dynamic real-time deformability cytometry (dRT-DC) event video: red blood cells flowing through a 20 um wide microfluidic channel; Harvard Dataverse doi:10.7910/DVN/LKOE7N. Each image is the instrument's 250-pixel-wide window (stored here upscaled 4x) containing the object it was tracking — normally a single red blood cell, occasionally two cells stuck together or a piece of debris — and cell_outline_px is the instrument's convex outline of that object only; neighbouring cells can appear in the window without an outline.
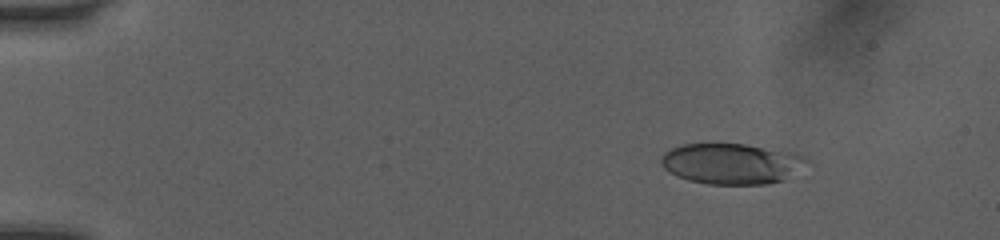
{"species": "human", "species_latin": "Homo sapiens", "temperature_condition": "room temperature", "stored_images_in_passage": 51, "camera_frame_rate_fps": 3000, "um_per_image_px": 0.085, "donor": {"sex": "female"}, "frame": {"image": 1, "passage_image": 7, "time_ms": 2.0, "image_size_px": [1000, 240], "cell_outline_px": [[812, 164], [784, 180], [768, 184], [708, 184], [688, 180], [676, 176], [668, 172], [660, 164], [660, 156], [664, 152], [672, 148], [684, 144], [744, 144], [800, 152]], "centroid_in_image_um": [62.25, 13.91], "position_along_channel_um": 22.7, "area_um2": 35.32}}
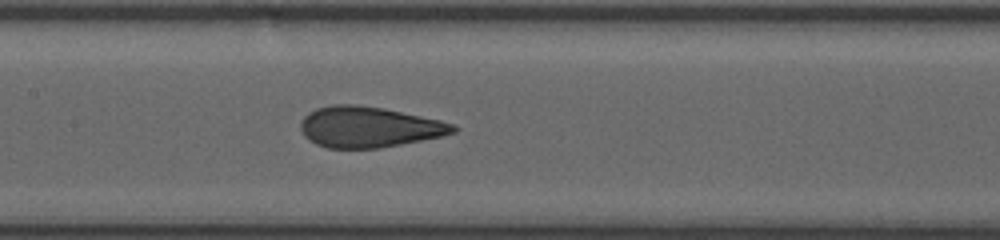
{"frame": {"image": 2, "passage_image": 26, "time_ms": 8.333, "image_size_px": [1000, 240], "cell_outline_px": [[460, 128], [456, 132], [440, 136], [380, 148], [328, 148], [316, 144], [308, 140], [304, 136], [300, 128], [300, 124], [304, 116], [308, 112], [316, 108], [332, 104], [356, 104], [384, 108], [440, 120], [456, 124]], "centroid_in_image_um": [31.34, 10.79], "position_along_channel_um": 176.1, "area_um2": 36.36}}
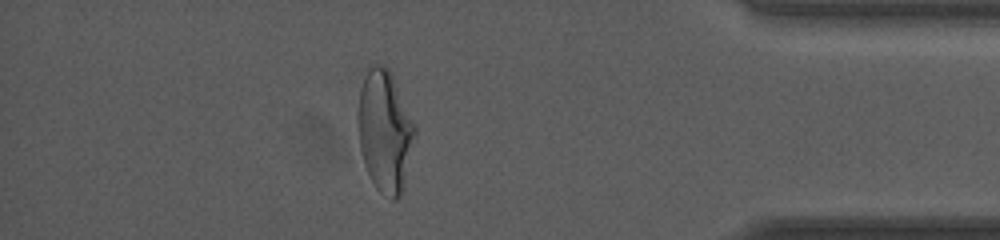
{"frame": {"image": 3, "passage_image": 45, "time_ms": 14.667, "image_size_px": [1000, 240], "cell_outline_px": [[416, 136], [400, 196], [396, 200], [392, 200], [380, 192], [376, 188], [364, 164], [360, 148], [356, 120], [356, 116], [360, 88], [368, 64], [384, 64], [392, 72], [416, 124]], "centroid_in_image_um": [32.7, 11.06], "position_along_channel_um": 402.5, "area_um2": 41.15}, "authors_computed_cell_mechanics": {"area_um2": 35.836, "velocity_mm_per_s": 4.081, "shape_relaxation_time_tau1_ms": 6.9837, "shape_relaxation_time_tau2_ms": 0.8423, "deformation_change_tau1": 0.2572, "deformation_change_tau2": 0.0779}}